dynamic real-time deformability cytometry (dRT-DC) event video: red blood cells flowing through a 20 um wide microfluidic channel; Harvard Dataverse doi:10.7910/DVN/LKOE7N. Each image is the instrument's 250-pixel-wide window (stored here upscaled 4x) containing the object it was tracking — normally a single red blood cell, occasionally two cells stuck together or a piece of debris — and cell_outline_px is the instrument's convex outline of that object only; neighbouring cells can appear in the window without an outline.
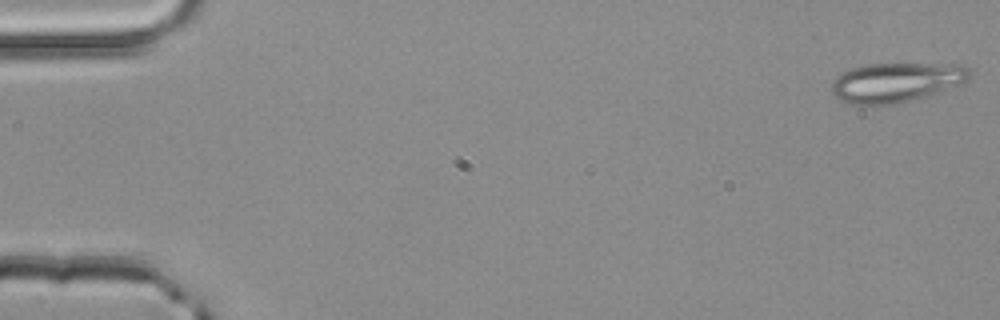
{"species": "common noctule bat (a hibernating species)", "species_latin": "Nyctalus noctula", "temperature_condition": "room temperature", "stored_images_in_passage": 4, "camera_frame_rate_fps": 3000, "um_per_image_px": 0.085, "animal": {"sex": "male", "body_mass_g": 20.4}, "frame": {"image": 1, "passage_image": 1, "time_ms": 0.0, "image_size_px": [1000, 320], "cell_outline_px": [[972, 76], [968, 80], [932, 96], [912, 100], [888, 104], [844, 104], [832, 92], [832, 80], [836, 76], [852, 68], [864, 64], [964, 64], [972, 72]], "centroid_in_image_um": [76.21, 6.99], "position_along_channel_um": 8.8, "area_um2": 32.08}}